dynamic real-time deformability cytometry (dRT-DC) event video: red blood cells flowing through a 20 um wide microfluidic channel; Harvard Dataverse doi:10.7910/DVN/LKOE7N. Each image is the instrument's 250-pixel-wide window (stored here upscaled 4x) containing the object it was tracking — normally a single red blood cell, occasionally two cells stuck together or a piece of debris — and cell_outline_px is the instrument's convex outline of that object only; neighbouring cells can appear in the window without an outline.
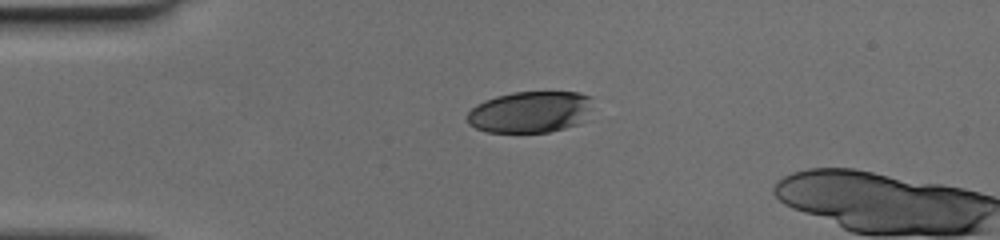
{"species": "human", "species_latin": "Homo sapiens", "temperature_condition": "cold", "stored_images_in_passage": 4, "camera_frame_rate_fps": 3000, "um_per_image_px": 0.085, "donor": {"sex": "female"}, "frame": {"image": 1, "passage_image": 1, "time_ms": 0.0, "image_size_px": [1000, 240], "cell_outline_px": [[592, 108], [580, 124], [548, 132], [488, 132], [476, 128], [468, 124], [468, 112], [476, 104], [484, 100], [496, 96], [512, 92], [580, 92], [592, 96]], "centroid_in_image_um": [45.09, 9.51], "position_along_channel_um": 39.9, "area_um2": 30.58}}